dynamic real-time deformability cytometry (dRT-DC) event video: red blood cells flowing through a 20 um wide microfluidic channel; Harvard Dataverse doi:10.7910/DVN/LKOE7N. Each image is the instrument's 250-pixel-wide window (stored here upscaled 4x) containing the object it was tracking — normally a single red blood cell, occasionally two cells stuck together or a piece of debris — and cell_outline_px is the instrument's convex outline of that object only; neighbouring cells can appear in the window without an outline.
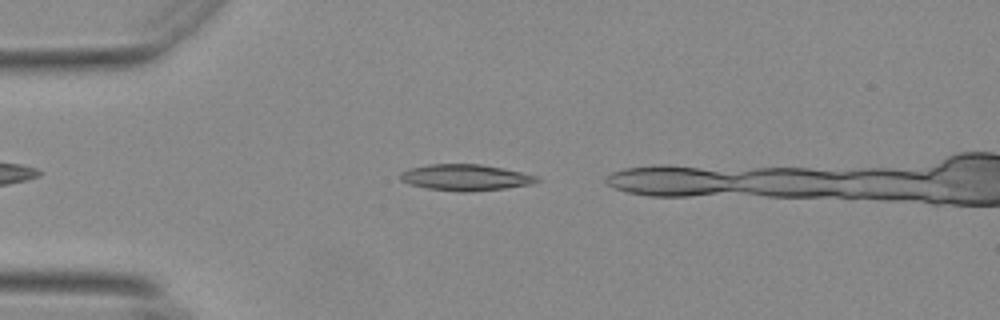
{"species": "Egyptian fruit bat (a non-hibernating species)", "species_latin": "Rousettus aegyptiacus", "temperature_condition": "warm", "stored_images_in_passage": 11, "camera_frame_rate_fps": 3000, "um_per_image_px": 0.085, "animal": {"sex": "female"}, "frame": {"image": 1, "passage_image": 5, "time_ms": 1.333, "image_size_px": [1000, 320], "cell_outline_px": [[540, 180], [532, 184], [504, 188], [468, 192], [460, 192], [428, 188], [408, 184], [400, 180], [400, 172], [408, 168], [428, 164], [480, 164], [504, 168], [536, 176]], "centroid_in_image_um": [39.52, 15.08], "position_along_channel_um": 45.5, "area_um2": 20.87}}
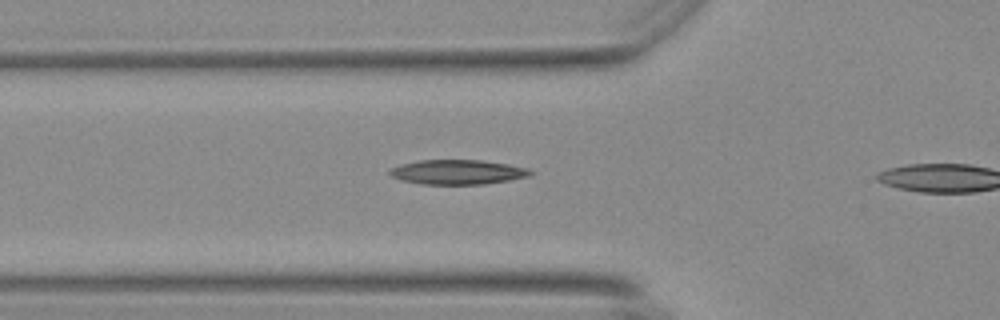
{"frame": {"image": 2, "passage_image": 10, "time_ms": 3.0, "image_size_px": [1000, 320], "cell_outline_px": [[536, 172], [528, 176], [508, 180], [484, 184], [420, 184], [404, 180], [392, 176], [388, 172], [392, 168], [400, 164], [420, 160], [480, 160], [508, 164], [528, 168]], "centroid_in_image_um": [38.92, 14.62], "position_along_channel_um": 86.9, "area_um2": 20.06}}